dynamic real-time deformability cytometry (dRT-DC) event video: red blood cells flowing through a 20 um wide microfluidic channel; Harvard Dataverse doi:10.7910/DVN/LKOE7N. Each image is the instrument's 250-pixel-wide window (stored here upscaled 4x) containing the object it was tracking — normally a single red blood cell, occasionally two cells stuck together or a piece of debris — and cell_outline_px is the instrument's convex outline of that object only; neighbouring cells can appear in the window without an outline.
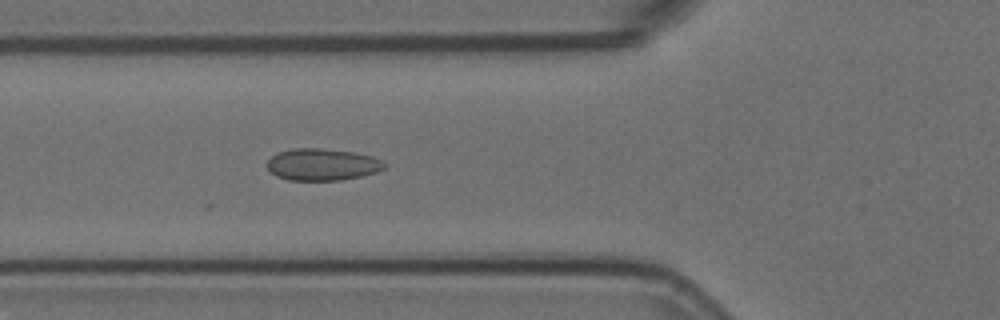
{"species": "Egyptian fruit bat (a non-hibernating species)", "species_latin": "Rousettus aegyptiacus", "temperature_condition": "room temperature", "stored_images_in_passage": 50, "camera_frame_rate_fps": 3000, "um_per_image_px": 0.085, "animal": {"sex": "female"}, "frame": {"image": 1, "passage_image": 15, "time_ms": 4.667, "image_size_px": [1000, 320], "cell_outline_px": [[384, 168], [376, 172], [360, 176], [340, 180], [288, 180], [276, 176], [268, 168], [268, 160], [276, 152], [292, 148], [320, 148], [352, 152], [372, 156], [380, 160], [384, 164]], "centroid_in_image_um": [27.35, 13.98], "position_along_channel_um": 98.4, "area_um2": 21.62}}
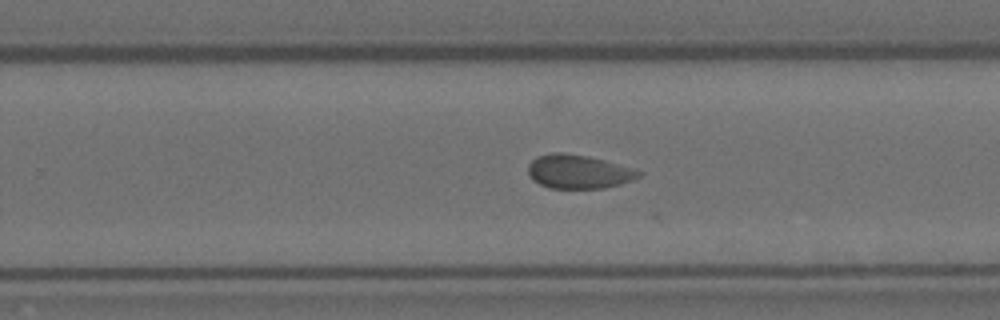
{"frame": {"image": 2, "passage_image": 30, "time_ms": 9.667, "image_size_px": [1000, 320], "cell_outline_px": [[640, 176], [632, 180], [620, 184], [604, 188], [548, 188], [532, 180], [528, 172], [528, 164], [536, 156], [552, 152], [564, 152], [588, 156], [604, 160], [640, 172]], "centroid_in_image_um": [49.09, 14.59], "position_along_channel_um": 280.7, "area_um2": 21.62}}
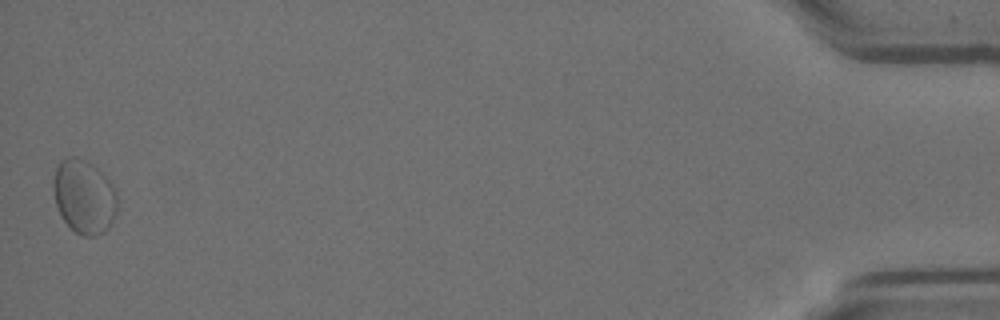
{"frame": {"image": 3, "passage_image": 50, "time_ms": 16.333, "image_size_px": [1000, 320], "cell_outline_px": [[116, 212], [108, 228], [104, 232], [96, 236], [84, 236], [76, 232], [60, 216], [56, 204], [52, 188], [52, 184], [56, 168], [60, 160], [68, 156], [76, 156], [84, 160], [96, 168], [112, 184], [116, 192]], "centroid_in_image_um": [7.12, 16.71], "position_along_channel_um": 428.1, "area_um2": 27.4}}